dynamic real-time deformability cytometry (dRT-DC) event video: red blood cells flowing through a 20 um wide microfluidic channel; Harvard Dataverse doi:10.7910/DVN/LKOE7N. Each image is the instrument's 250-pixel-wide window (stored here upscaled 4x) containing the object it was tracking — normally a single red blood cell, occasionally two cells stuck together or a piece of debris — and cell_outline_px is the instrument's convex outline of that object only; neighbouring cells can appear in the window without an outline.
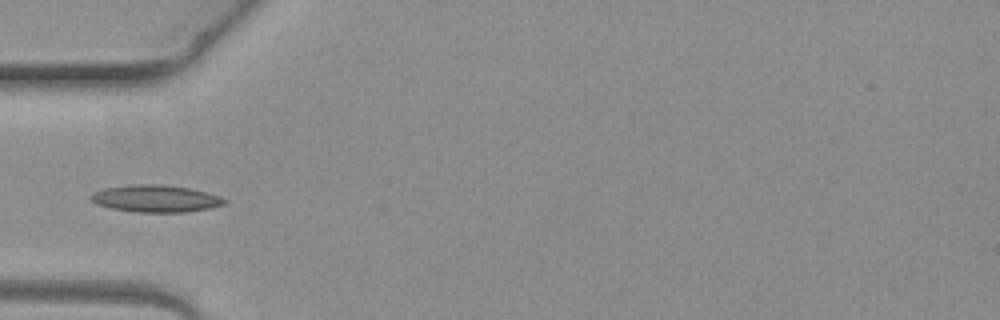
{"species": "common noctule bat (a hibernating species)", "species_latin": "Nyctalus noctula", "temperature_condition": "warm", "stored_images_in_passage": 5, "camera_frame_rate_fps": 3000, "um_per_image_px": 0.085, "animal": {"sex": "female", "body_mass_g": 19.3, "forearm_length_mm": 54.1}, "frame": {"image": 1, "passage_image": 4, "time_ms": 1.0, "image_size_px": [1000, 320], "cell_outline_px": [[228, 204], [208, 208], [184, 212], [136, 212], [112, 208], [96, 204], [88, 196], [92, 192], [104, 188], [132, 184], [160, 184], [192, 188], [220, 196], [228, 200]], "centroid_in_image_um": [13.24, 16.87], "position_along_channel_um": 71.8, "area_um2": 21.27}}
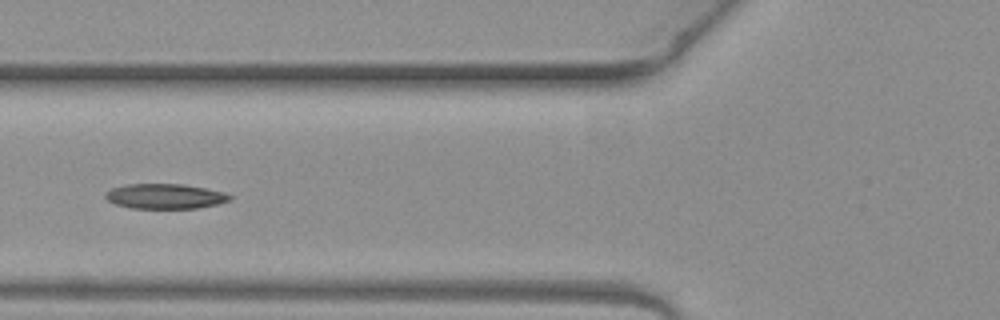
{"frame": {"image": 2, "passage_image": 5, "time_ms": 1.333, "image_size_px": [1000, 320], "cell_outline_px": [[232, 196], [228, 200], [216, 204], [196, 208], [132, 208], [116, 204], [108, 200], [104, 196], [104, 192], [112, 188], [124, 184], [184, 184], [208, 188], [224, 192]], "centroid_in_image_um": [14.0, 16.67], "position_along_channel_um": 111.8, "area_um2": 18.09}}